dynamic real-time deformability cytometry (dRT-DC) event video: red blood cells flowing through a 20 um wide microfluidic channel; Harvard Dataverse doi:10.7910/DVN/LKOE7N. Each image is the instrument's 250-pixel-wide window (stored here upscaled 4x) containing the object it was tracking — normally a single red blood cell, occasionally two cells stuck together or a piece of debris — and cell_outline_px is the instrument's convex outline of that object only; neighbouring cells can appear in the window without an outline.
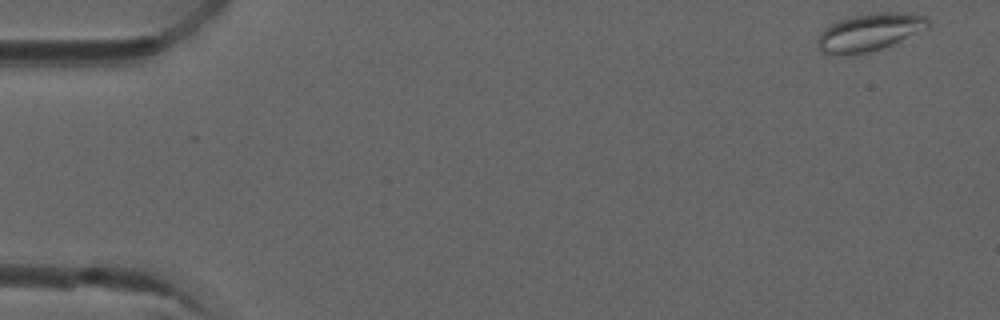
{"species": "common noctule bat (a hibernating species)", "species_latin": "Nyctalus noctula", "temperature_condition": "room temperature", "stored_images_in_passage": 6, "camera_frame_rate_fps": 3000, "um_per_image_px": 0.085, "animal": {"sex": "male", "forearm_length_mm": 52.5}, "frame": {"image": 1, "passage_image": 1, "time_ms": 0.0, "image_size_px": [1000, 320], "cell_outline_px": [[932, 24], [928, 28], [892, 44], [868, 52], [836, 56], [820, 52], [816, 48], [816, 36], [828, 24], [852, 16], [876, 12], [904, 12], [928, 16]], "centroid_in_image_um": [73.87, 2.73], "position_along_channel_um": 11.1, "area_um2": 24.68}}